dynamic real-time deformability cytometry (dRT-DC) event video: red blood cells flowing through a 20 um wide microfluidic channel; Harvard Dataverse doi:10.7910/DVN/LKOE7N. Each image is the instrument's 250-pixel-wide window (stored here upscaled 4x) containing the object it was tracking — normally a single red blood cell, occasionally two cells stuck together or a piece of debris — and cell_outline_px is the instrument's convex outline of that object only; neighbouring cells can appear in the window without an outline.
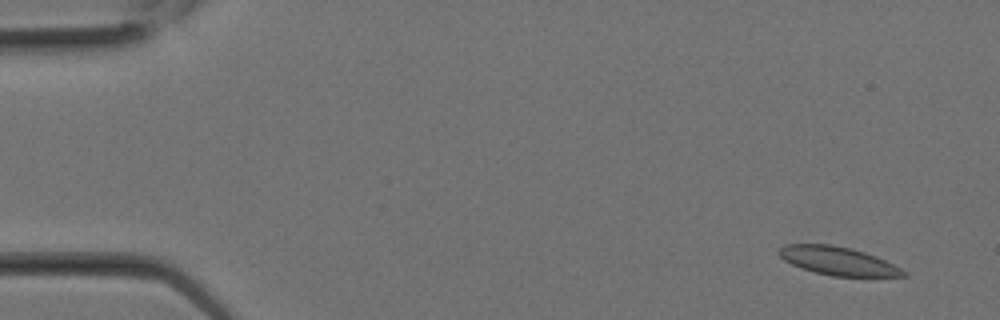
{"species": "Egyptian fruit bat (a non-hibernating species)", "species_latin": "Rousettus aegyptiacus", "temperature_condition": "room temperature", "stored_images_in_passage": 8, "camera_frame_rate_fps": 3000, "um_per_image_px": 0.085, "animal": {"sex": "female"}, "frame": {"image": 1, "passage_image": 2, "time_ms": 0.333, "image_size_px": [1000, 320], "cell_outline_px": [[908, 276], [832, 276], [800, 268], [784, 260], [776, 252], [784, 244], [832, 244], [852, 248], [876, 256], [908, 272]], "centroid_in_image_um": [71.2, 22.17], "position_along_channel_um": 13.8, "area_um2": 20.52}}
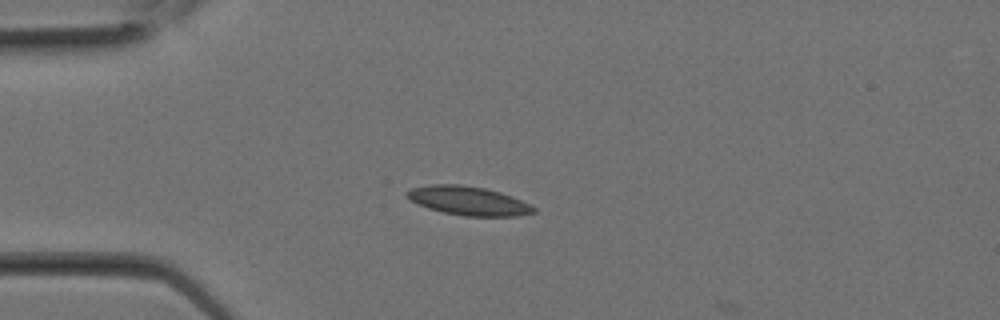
{"frame": {"image": 2, "passage_image": 7, "time_ms": 2.0, "image_size_px": [1000, 320], "cell_outline_px": [[536, 212], [520, 216], [464, 216], [444, 212], [428, 208], [412, 200], [404, 192], [412, 188], [428, 184], [460, 184], [484, 188], [500, 192], [512, 196], [536, 208]], "centroid_in_image_um": [39.83, 17.06], "position_along_channel_um": 45.2, "area_um2": 21.15}}